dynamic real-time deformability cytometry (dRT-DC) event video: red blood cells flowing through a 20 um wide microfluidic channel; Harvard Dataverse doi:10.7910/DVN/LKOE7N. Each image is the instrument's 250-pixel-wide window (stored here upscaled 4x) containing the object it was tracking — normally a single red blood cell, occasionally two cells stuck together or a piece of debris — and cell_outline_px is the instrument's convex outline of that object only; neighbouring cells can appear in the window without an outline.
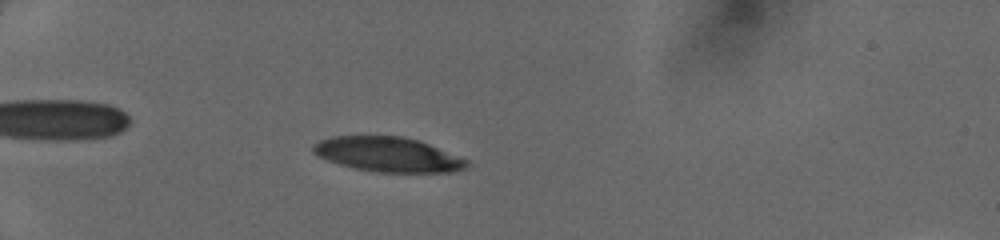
{"species": "human", "species_latin": "Homo sapiens", "temperature_condition": "cold", "stored_images_in_passage": 50, "camera_frame_rate_fps": 3000, "um_per_image_px": 0.085, "donor": {"sex": "female"}, "frame": {"image": 1, "passage_image": 17, "time_ms": 5.333, "image_size_px": [1000, 240], "cell_outline_px": [[472, 164], [468, 168], [452, 172], [372, 172], [352, 168], [328, 160], [312, 152], [312, 144], [320, 140], [336, 136], [400, 136], [420, 140], [468, 160]], "centroid_in_image_um": [33.01, 13.14], "position_along_channel_um": 52.0, "area_um2": 31.21}}
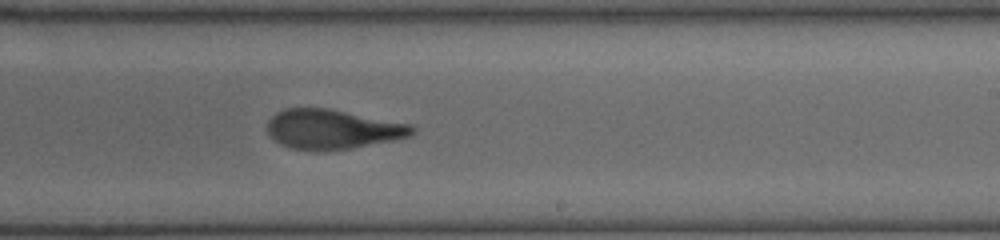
{"frame": {"image": 2, "passage_image": 34, "time_ms": 11.0, "image_size_px": [1000, 240], "cell_outline_px": [[416, 132], [412, 136], [352, 148], [316, 152], [312, 152], [292, 148], [280, 144], [272, 140], [268, 132], [268, 120], [276, 112], [284, 108], [328, 108], [412, 124], [416, 128]], "centroid_in_image_um": [28.26, 10.99], "position_along_channel_um": 260.7, "area_um2": 33.87}}
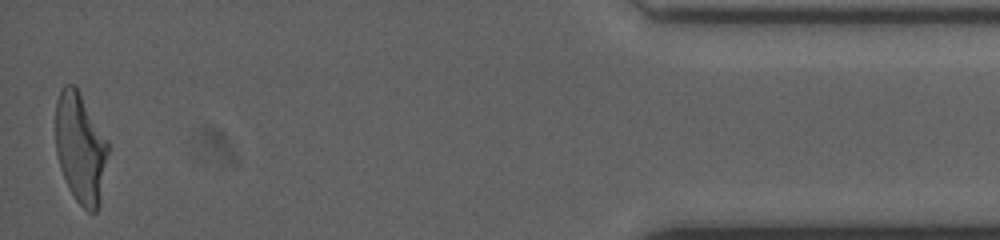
{"frame": {"image": 3, "passage_image": 50, "time_ms": 16.333, "image_size_px": [1000, 240], "cell_outline_px": [[108, 152], [100, 204], [96, 212], [88, 212], [76, 200], [60, 168], [56, 152], [56, 100], [60, 88], [64, 84], [72, 84], [80, 92], [108, 140]], "centroid_in_image_um": [6.84, 12.55], "position_along_channel_um": 428.4, "area_um2": 33.7}}